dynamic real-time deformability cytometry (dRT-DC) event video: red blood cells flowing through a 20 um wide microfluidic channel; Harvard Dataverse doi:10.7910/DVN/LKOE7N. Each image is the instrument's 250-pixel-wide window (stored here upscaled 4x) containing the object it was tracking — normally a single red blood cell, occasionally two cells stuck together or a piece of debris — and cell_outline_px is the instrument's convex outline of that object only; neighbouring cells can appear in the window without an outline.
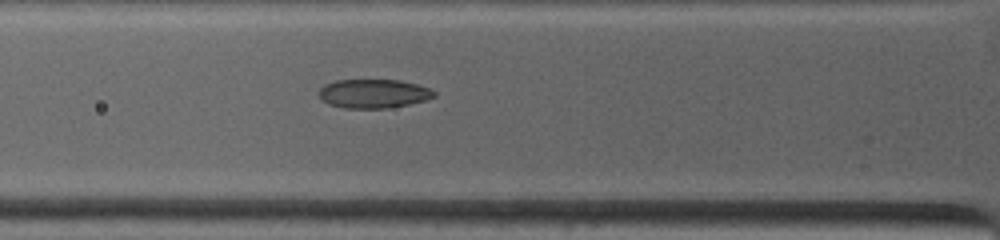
{"species": "common noctule bat (a hibernating species)", "species_latin": "Nyctalus noctula", "temperature_condition": "warm", "stored_images_in_passage": 55, "camera_frame_rate_fps": 4500, "um_per_image_px": 0.085, "animal": {"sex": "female", "body_mass_g": 19.0, "forearm_length_mm": 53.3}, "frame": {"image": 1, "passage_image": 8, "time_ms": 2.667, "image_size_px": [1000, 240], "cell_outline_px": [[436, 96], [424, 100], [408, 104], [388, 108], [344, 108], [328, 104], [320, 100], [320, 88], [324, 84], [336, 80], [400, 80], [416, 84], [428, 88], [436, 92]], "centroid_in_image_um": [31.72, 7.96], "position_along_channel_um": 94.1, "area_um2": 19.36}}
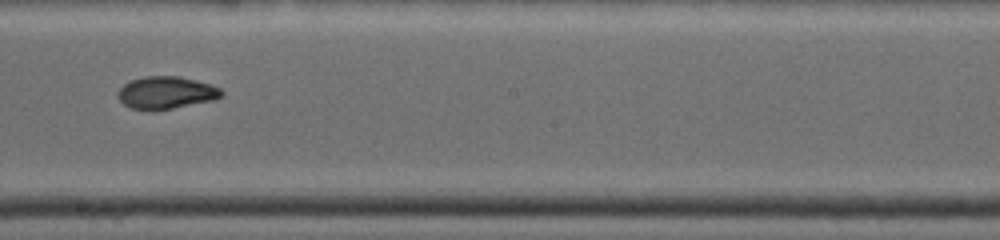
{"frame": {"image": 2, "passage_image": 21, "time_ms": 6.222, "image_size_px": [1000, 240], "cell_outline_px": [[224, 92], [216, 100], [156, 112], [128, 108], [116, 96], [120, 88], [124, 84], [132, 80], [144, 76], [180, 76], [212, 84], [220, 88]], "centroid_in_image_um": [14.13, 7.9], "position_along_channel_um": 234.1, "area_um2": 20.11}}
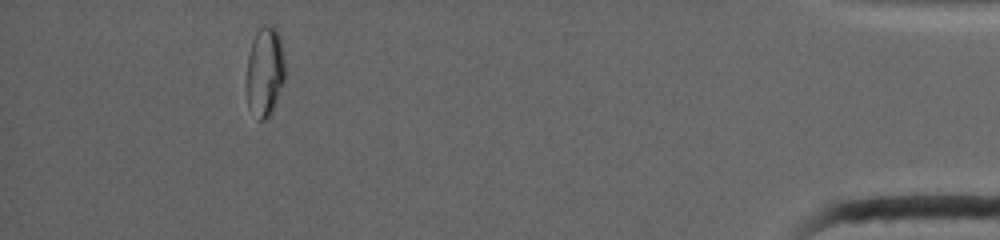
{"frame": {"image": 3, "passage_image": 48, "time_ms": 12.889, "image_size_px": [1000, 240], "cell_outline_px": [[284, 80], [272, 112], [264, 120], [256, 120], [248, 108], [248, 56], [252, 40], [256, 32], [260, 28], [272, 24], [276, 28], [280, 36], [284, 60]], "centroid_in_image_um": [22.52, 6.1], "position_along_channel_um": 412.7, "area_um2": 19.94}, "authors_computed_cell_mechanics": {"area_um2": 19.5364, "velocity_mm_per_s": 3.9494, "shape_relaxation_time_tau1_ms": null, "shape_relaxation_time_tau2_ms": 2.1595, "deformation_change_tau1": null, "deformation_change_tau2": 0.0458}}